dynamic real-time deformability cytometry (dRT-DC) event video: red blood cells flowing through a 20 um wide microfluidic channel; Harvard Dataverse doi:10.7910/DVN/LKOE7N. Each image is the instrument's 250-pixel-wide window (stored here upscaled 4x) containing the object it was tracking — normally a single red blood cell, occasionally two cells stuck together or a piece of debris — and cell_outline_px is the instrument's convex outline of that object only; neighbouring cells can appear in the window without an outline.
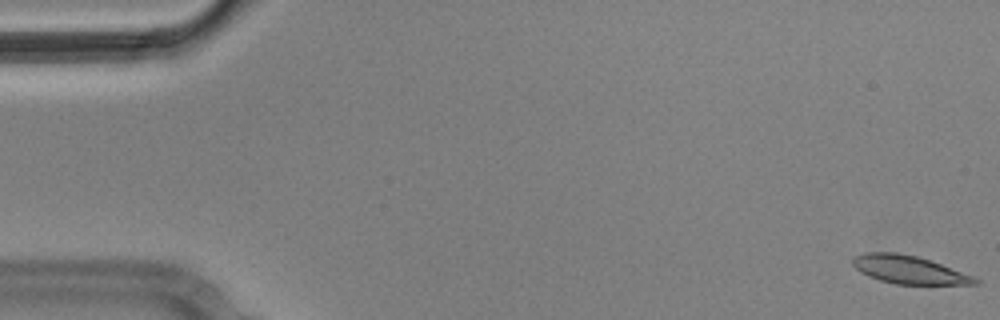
{"species": "Egyptian fruit bat (a non-hibernating species)", "species_latin": "Rousettus aegyptiacus", "temperature_condition": "cold", "stored_images_in_passage": 5, "camera_frame_rate_fps": 3000, "um_per_image_px": 0.085, "animal": {"sex": "male"}, "frame": {"image": 1, "passage_image": 1, "time_ms": 0.0, "image_size_px": [1000, 320], "cell_outline_px": [[980, 284], [896, 284], [880, 280], [868, 276], [860, 272], [852, 264], [852, 256], [864, 252], [896, 252], [916, 256], [940, 264], [972, 276], [980, 280]], "centroid_in_image_um": [77.19, 22.92], "position_along_channel_um": 7.8, "area_um2": 19.83}}